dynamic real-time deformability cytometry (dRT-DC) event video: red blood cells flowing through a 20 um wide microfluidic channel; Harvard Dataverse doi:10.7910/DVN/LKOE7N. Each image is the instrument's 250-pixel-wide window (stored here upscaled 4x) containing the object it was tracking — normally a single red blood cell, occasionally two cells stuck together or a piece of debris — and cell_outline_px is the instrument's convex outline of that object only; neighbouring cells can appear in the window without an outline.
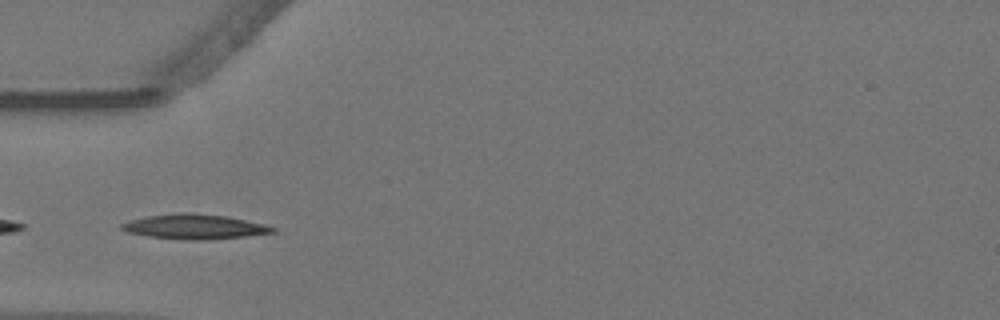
{"species": "Egyptian fruit bat (a non-hibernating species)", "species_latin": "Rousettus aegyptiacus", "temperature_condition": "warm", "stored_images_in_passage": 40, "camera_frame_rate_fps": 3000, "um_per_image_px": 0.085, "animal": {"sex": "female"}, "frame": {"image": 1, "passage_image": 1, "time_ms": 0.0, "image_size_px": [1000, 320], "cell_outline_px": [[276, 232], [248, 236], [204, 240], [184, 240], [148, 236], [128, 232], [120, 228], [120, 224], [132, 220], [148, 216], [180, 212], [192, 212], [228, 216], [264, 224], [276, 228]], "centroid_in_image_um": [16.57, 19.26], "position_along_channel_um": 68.4, "area_um2": 21.91}}
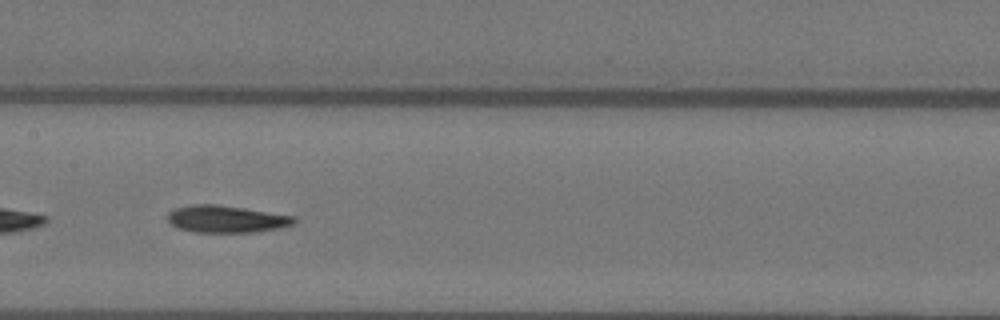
{"frame": {"image": 2, "passage_image": 11, "time_ms": 3.333, "image_size_px": [1000, 320], "cell_outline_px": [[296, 220], [292, 224], [280, 228], [256, 232], [196, 232], [180, 228], [172, 224], [168, 220], [168, 212], [176, 208], [192, 204], [216, 204], [244, 208], [296, 216]], "centroid_in_image_um": [19.26, 18.61], "position_along_channel_um": 188.1, "area_um2": 19.88}}
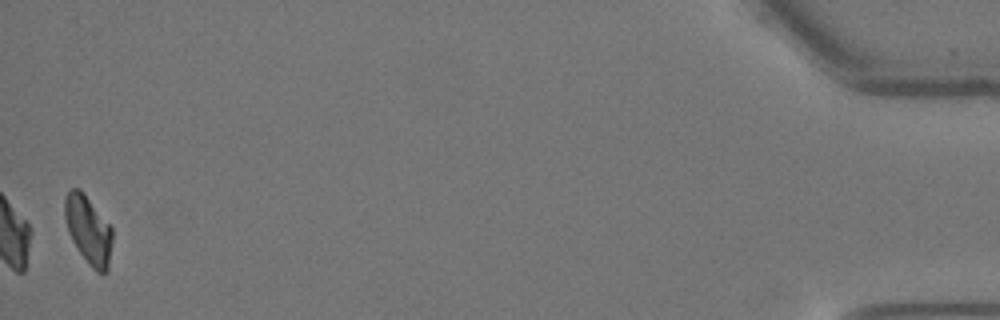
{"frame": {"image": 3, "passage_image": 39, "time_ms": 12.667, "image_size_px": [1000, 320], "cell_outline_px": [[112, 240], [108, 268], [104, 272], [96, 272], [88, 264], [76, 248], [68, 232], [64, 216], [64, 196], [72, 188], [80, 188], [112, 228]], "centroid_in_image_um": [7.48, 19.53], "position_along_channel_um": 427.7, "area_um2": 18.84}, "authors_computed_cell_mechanics": {"area_um2": 19.9121, "velocity_mm_per_s": 3.5668, "shape_relaxation_time_tau1_ms": 5.5116, "shape_relaxation_time_tau2_ms": 8.3351, "deformation_change_tau1": 0.1744, "deformation_change_tau2": 0.1005}}